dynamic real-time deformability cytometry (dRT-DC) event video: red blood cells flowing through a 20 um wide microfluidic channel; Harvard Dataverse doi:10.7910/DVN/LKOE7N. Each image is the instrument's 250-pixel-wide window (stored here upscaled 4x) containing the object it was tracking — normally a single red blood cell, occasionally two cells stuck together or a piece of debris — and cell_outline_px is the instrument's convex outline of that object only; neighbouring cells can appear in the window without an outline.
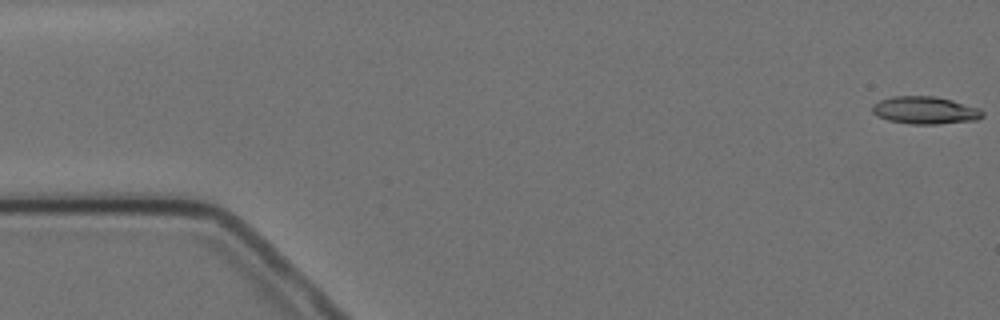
{"species": "Egyptian fruit bat (a non-hibernating species)", "species_latin": "Rousettus aegyptiacus", "temperature_condition": "cold", "stored_images_in_passage": 5, "camera_frame_rate_fps": 3000, "um_per_image_px": 0.085, "animal": {"sex": "female"}, "frame": {"image": 1, "passage_image": 1, "time_ms": 0.0, "image_size_px": [1000, 320], "cell_outline_px": [[984, 116], [976, 120], [940, 124], [908, 124], [888, 120], [876, 116], [872, 112], [872, 104], [880, 100], [892, 96], [936, 96], [952, 100], [980, 108], [984, 112]], "centroid_in_image_um": [78.63, 9.37], "position_along_channel_um": 6.4, "area_um2": 17.92}}
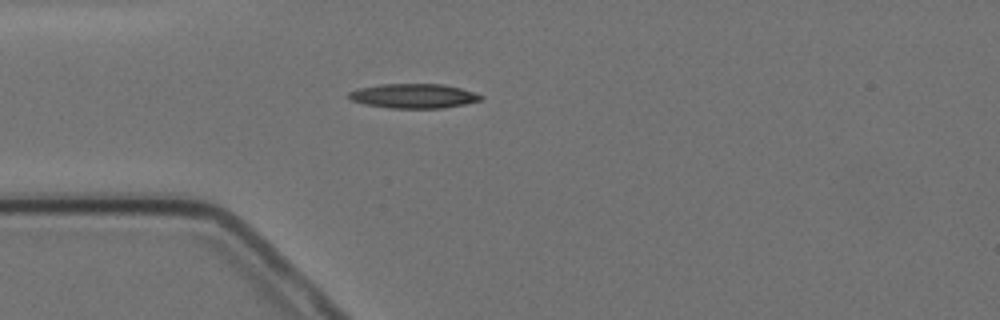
{"frame": {"image": 2, "passage_image": 5, "time_ms": 4.667, "image_size_px": [1000, 320], "cell_outline_px": [[484, 100], [444, 108], [388, 108], [364, 104], [352, 100], [348, 96], [348, 92], [360, 88], [380, 84], [444, 84], [460, 88], [484, 96]], "centroid_in_image_um": [35.18, 8.16], "position_along_channel_um": 49.8, "area_um2": 18.84}}